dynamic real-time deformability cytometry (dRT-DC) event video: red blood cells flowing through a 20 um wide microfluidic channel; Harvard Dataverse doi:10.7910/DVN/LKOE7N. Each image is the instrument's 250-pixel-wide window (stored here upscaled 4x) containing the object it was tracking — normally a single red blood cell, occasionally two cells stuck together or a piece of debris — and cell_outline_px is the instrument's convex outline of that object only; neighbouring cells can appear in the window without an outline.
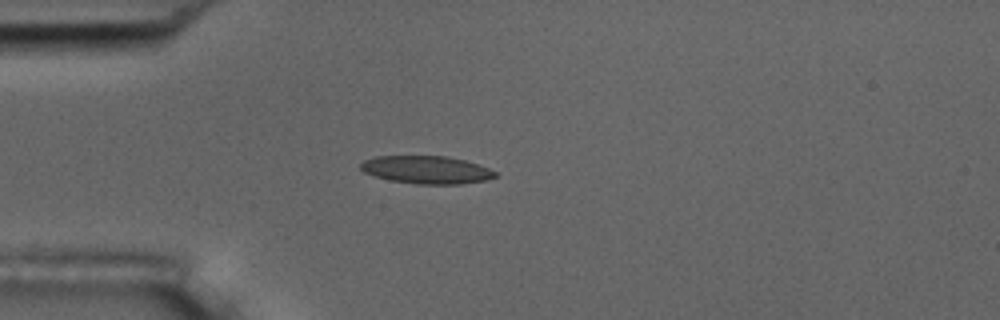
{"species": "common noctule bat (a hibernating species)", "species_latin": "Nyctalus noctula", "temperature_condition": "room temperature", "stored_images_in_passage": 5, "camera_frame_rate_fps": 3000, "um_per_image_px": 0.085, "animal": {"sex": "male", "body_mass_g": 17.5, "forearm_length_mm": 52.3}, "frame": {"image": 1, "passage_image": 4, "time_ms": 4.333, "image_size_px": [1000, 320], "cell_outline_px": [[496, 176], [488, 180], [460, 184], [416, 184], [392, 180], [376, 176], [364, 172], [360, 168], [360, 164], [364, 160], [376, 156], [448, 156], [464, 160], [488, 168], [496, 172]], "centroid_in_image_um": [36.26, 14.43], "position_along_channel_um": 48.7, "area_um2": 21.68}}